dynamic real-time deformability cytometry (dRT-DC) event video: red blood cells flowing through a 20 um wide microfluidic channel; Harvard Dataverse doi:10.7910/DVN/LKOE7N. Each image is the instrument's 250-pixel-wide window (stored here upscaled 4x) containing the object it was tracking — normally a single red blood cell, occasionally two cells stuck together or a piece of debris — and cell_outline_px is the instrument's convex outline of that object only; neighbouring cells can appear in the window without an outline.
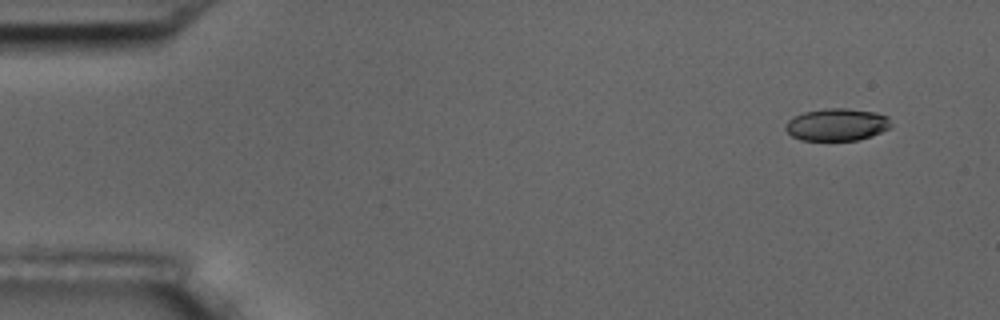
{"species": "common noctule bat (a hibernating species)", "species_latin": "Nyctalus noctula", "temperature_condition": "room temperature", "stored_images_in_passage": 4, "camera_frame_rate_fps": 3000, "um_per_image_px": 0.085, "animal": {"sex": "male", "body_mass_g": 17.5, "forearm_length_mm": 52.3}, "frame": {"image": 1, "passage_image": 1, "time_ms": 0.0, "image_size_px": [1000, 320], "cell_outline_px": [[892, 128], [872, 136], [856, 140], [800, 140], [792, 136], [784, 128], [784, 124], [788, 120], [804, 112], [824, 108], [848, 108], [876, 112], [888, 116], [892, 124]], "centroid_in_image_um": [71.17, 10.59], "position_along_channel_um": 13.8, "area_um2": 20.11}}
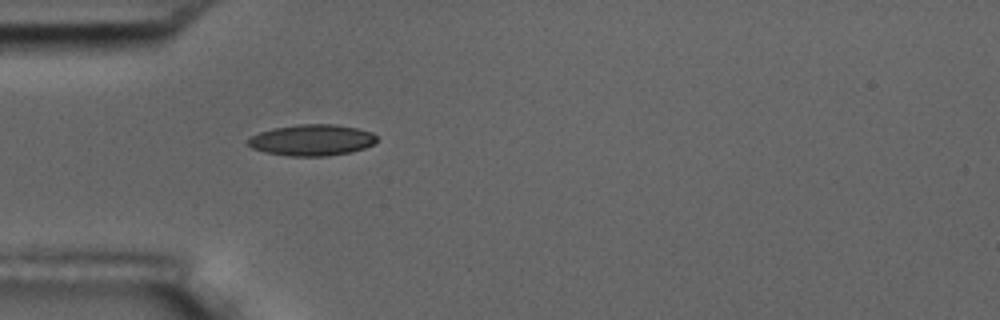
{"frame": {"image": 2, "passage_image": 4, "time_ms": 4.333, "image_size_px": [1000, 320], "cell_outline_px": [[380, 140], [364, 148], [352, 152], [328, 156], [288, 156], [264, 152], [252, 148], [248, 144], [248, 140], [252, 136], [260, 132], [272, 128], [296, 124], [336, 124], [356, 128], [372, 132]], "centroid_in_image_um": [26.53, 11.9], "position_along_channel_um": 58.5, "area_um2": 23.58}}